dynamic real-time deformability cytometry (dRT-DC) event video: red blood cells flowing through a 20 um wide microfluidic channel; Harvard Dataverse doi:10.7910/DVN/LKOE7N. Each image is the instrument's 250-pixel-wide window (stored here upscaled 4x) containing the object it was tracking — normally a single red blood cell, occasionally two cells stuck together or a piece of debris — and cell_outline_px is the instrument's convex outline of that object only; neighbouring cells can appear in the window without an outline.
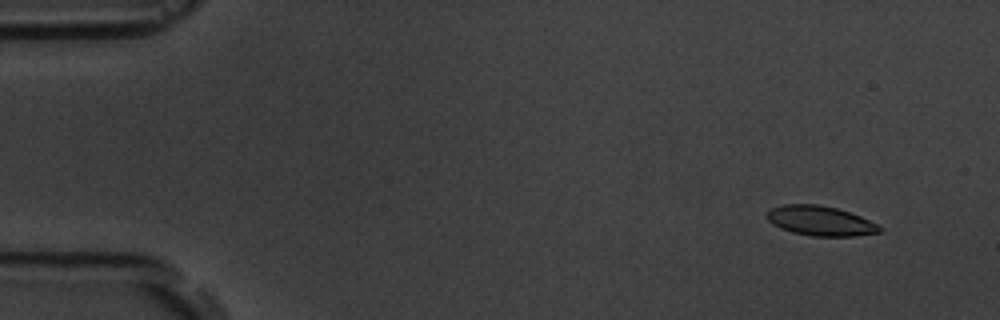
{"species": "common noctule bat (a hibernating species)", "species_latin": "Nyctalus noctula", "temperature_condition": "room temperature", "stored_images_in_passage": 5, "camera_frame_rate_fps": 3000, "um_per_image_px": 0.085, "animal": {"sex": "male", "body_mass_g": 19.5, "forearm_length_mm": 54.6}, "frame": {"image": 1, "passage_image": 1, "time_ms": 0.0, "image_size_px": [1000, 320], "cell_outline_px": [[884, 228], [880, 232], [856, 236], [812, 236], [792, 232], [780, 228], [772, 224], [764, 216], [772, 208], [784, 204], [820, 204], [836, 208], [860, 216]], "centroid_in_image_um": [69.71, 18.77], "position_along_channel_um": 15.3, "area_um2": 19.54}}
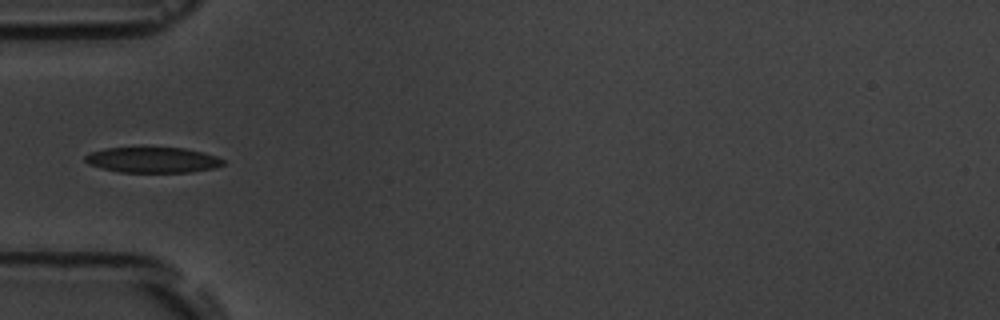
{"frame": {"image": 2, "passage_image": 5, "time_ms": 4.667, "image_size_px": [1000, 320], "cell_outline_px": [[224, 164], [212, 168], [192, 172], [120, 172], [100, 168], [88, 164], [84, 160], [84, 156], [92, 152], [104, 148], [140, 144], [144, 144], [184, 148], [204, 152], [216, 156], [224, 160]], "centroid_in_image_um": [12.92, 13.53], "position_along_channel_um": 72.1, "area_um2": 21.68}}